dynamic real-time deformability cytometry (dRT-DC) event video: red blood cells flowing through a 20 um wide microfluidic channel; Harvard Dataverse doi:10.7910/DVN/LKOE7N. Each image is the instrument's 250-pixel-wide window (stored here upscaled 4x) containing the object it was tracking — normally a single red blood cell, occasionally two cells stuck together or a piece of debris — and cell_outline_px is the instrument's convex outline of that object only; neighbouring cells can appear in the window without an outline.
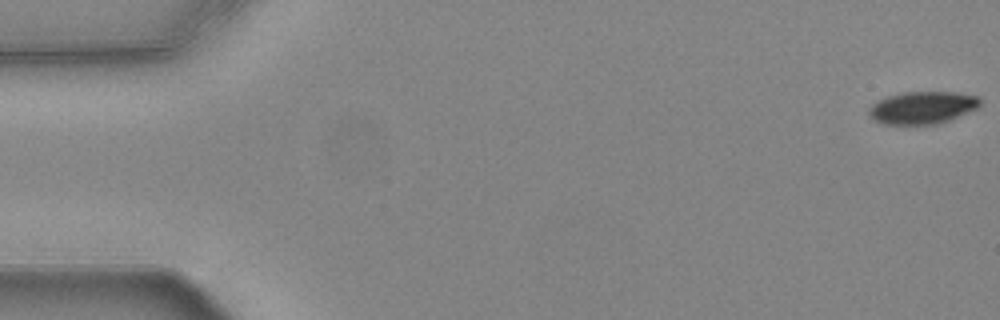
{"species": "common noctule bat (a hibernating species)", "species_latin": "Nyctalus noctula", "temperature_condition": "warm", "stored_images_in_passage": 56, "camera_frame_rate_fps": 3000, "um_per_image_px": 0.085, "animal": {"sex": "female", "body_mass_g": 24.6, "forearm_length_mm": 56.2}, "frame": {"image": 1, "passage_image": 1, "time_ms": 0.0, "image_size_px": [1000, 320], "cell_outline_px": [[980, 104], [976, 108], [948, 120], [936, 124], [884, 124], [872, 120], [868, 112], [868, 108], [876, 100], [900, 92], [960, 92], [980, 96]], "centroid_in_image_um": [78.37, 9.13], "position_along_channel_um": 6.6, "area_um2": 21.1}}
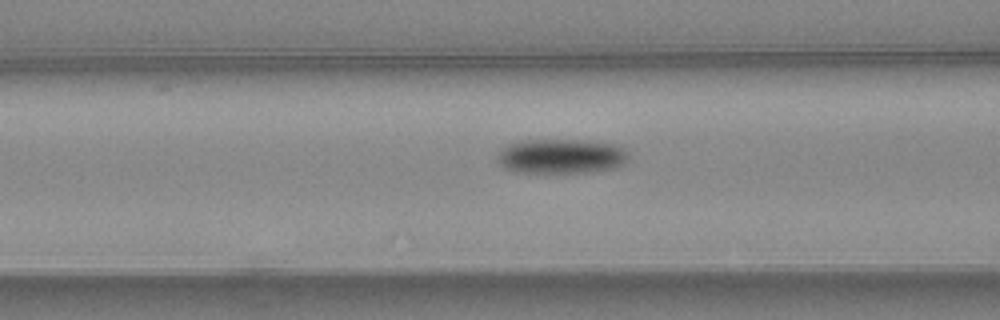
{"frame": {"image": 2, "passage_image": 22, "time_ms": 7.0, "image_size_px": [1000, 320], "cell_outline_px": [[628, 160], [624, 164], [616, 168], [596, 172], [516, 172], [504, 168], [496, 160], [496, 156], [500, 148], [508, 144], [520, 140], [584, 140], [612, 144], [624, 148], [628, 152]], "centroid_in_image_um": [47.68, 13.28], "position_along_channel_um": 118.9, "area_um2": 26.88}}
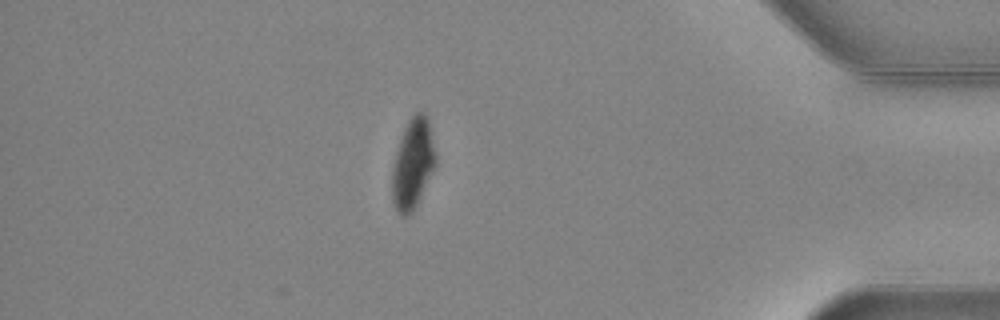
{"frame": {"image": 3, "passage_image": 48, "time_ms": 15.667, "image_size_px": [1000, 320], "cell_outline_px": [[436, 164], [412, 212], [408, 216], [400, 216], [396, 212], [392, 200], [392, 168], [396, 152], [404, 128], [408, 120], [416, 112], [424, 112], [428, 120], [436, 156]], "centroid_in_image_um": [35.07, 13.94], "position_along_channel_um": 400.1, "area_um2": 22.6}, "authors_computed_cell_mechanics": {"area_um2": 24.0448, "velocity_mm_per_s": 3.7264, "shape_relaxation_time_tau1_ms": 3.4523, "shape_relaxation_time_tau2_ms": null, "deformation_change_tau1": 0.1194, "deformation_change_tau2": null}}